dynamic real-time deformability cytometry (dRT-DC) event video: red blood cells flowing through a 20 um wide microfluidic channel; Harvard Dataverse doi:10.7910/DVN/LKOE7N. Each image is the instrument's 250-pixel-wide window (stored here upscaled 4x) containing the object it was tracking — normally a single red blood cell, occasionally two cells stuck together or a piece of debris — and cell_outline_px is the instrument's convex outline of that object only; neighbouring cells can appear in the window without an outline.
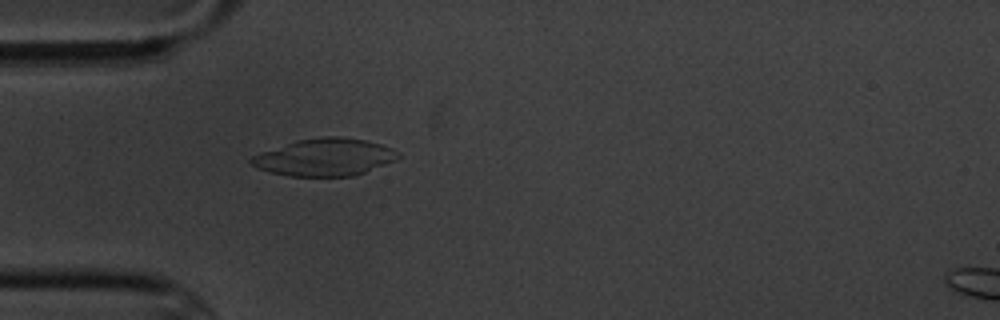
{"species": "common noctule bat (a hibernating species)", "species_latin": "Nyctalus noctula", "temperature_condition": "cold", "stored_images_in_passage": 4, "camera_frame_rate_fps": 3000, "um_per_image_px": 0.085, "animal": {"sex": "male", "body_mass_g": 20.1, "forearm_length_mm": 53.5}, "frame": {"image": 1, "passage_image": 4, "time_ms": 3.667, "image_size_px": [1000, 320], "cell_outline_px": [[400, 156], [396, 160], [364, 172], [352, 176], [288, 176], [268, 172], [256, 168], [248, 164], [248, 160], [252, 156], [260, 152], [296, 140], [324, 136], [340, 136], [364, 140], [380, 144], [392, 148], [400, 152]], "centroid_in_image_um": [27.55, 13.36], "position_along_channel_um": 57.4, "area_um2": 32.14}}